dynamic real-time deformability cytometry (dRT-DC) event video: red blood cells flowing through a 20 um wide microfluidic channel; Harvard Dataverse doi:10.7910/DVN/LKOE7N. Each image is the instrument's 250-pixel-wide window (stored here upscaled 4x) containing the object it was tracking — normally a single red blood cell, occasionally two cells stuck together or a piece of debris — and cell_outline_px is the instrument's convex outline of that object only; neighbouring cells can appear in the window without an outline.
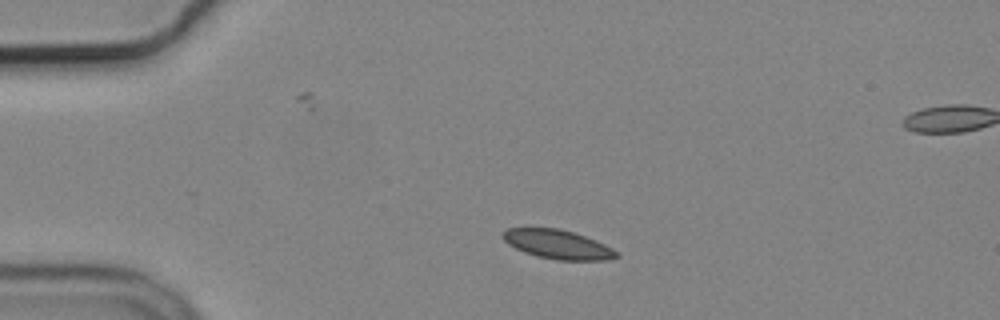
{"species": "common noctule bat (a hibernating species)", "species_latin": "Nyctalus noctula", "temperature_condition": "cold", "stored_images_in_passage": 45, "camera_frame_rate_fps": 3000, "um_per_image_px": 0.085, "animal": {"sex": "male", "body_mass_g": 19.2, "forearm_length_mm": 51.8}, "frame": {"image": 1, "passage_image": 1, "time_ms": 0.0, "image_size_px": [1000, 320], "cell_outline_px": [[620, 256], [608, 260], [556, 260], [524, 252], [508, 244], [504, 240], [504, 232], [508, 228], [560, 228], [596, 240], [612, 248]], "centroid_in_image_um": [47.43, 20.77], "position_along_channel_um": 37.6, "area_um2": 18.96}}
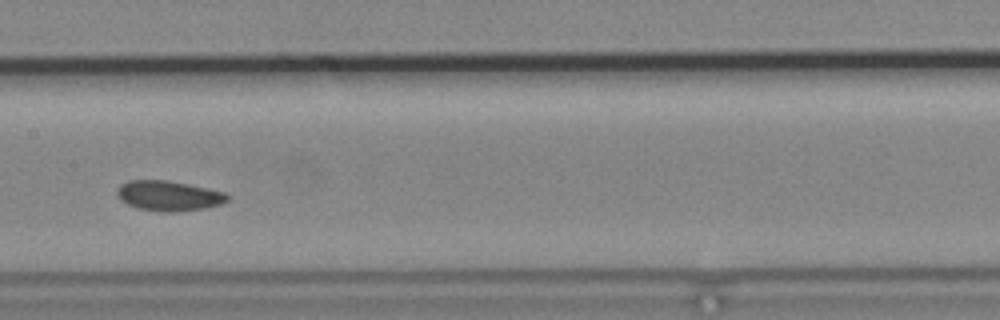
{"frame": {"image": 2, "passage_image": 17, "time_ms": 5.333, "image_size_px": [1000, 320], "cell_outline_px": [[228, 200], [224, 204], [204, 208], [168, 212], [164, 212], [140, 208], [128, 204], [120, 200], [116, 196], [116, 188], [120, 184], [128, 180], [168, 180], [208, 188], [224, 192], [228, 196]], "centroid_in_image_um": [14.31, 16.62], "position_along_channel_um": 193.1, "area_um2": 19.36}}
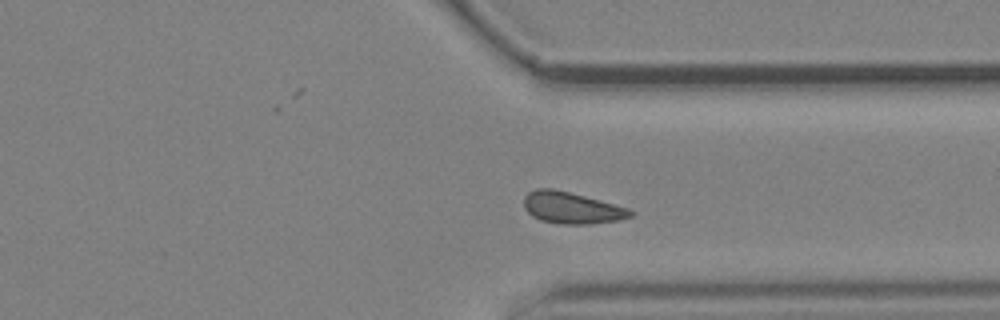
{"frame": {"image": 3, "passage_image": 31, "time_ms": 10.0, "image_size_px": [1000, 320], "cell_outline_px": [[632, 216], [620, 220], [588, 224], [564, 224], [540, 220], [532, 216], [524, 208], [524, 196], [528, 192], [536, 188], [552, 188], [584, 196], [628, 208], [632, 212]], "centroid_in_image_um": [48.55, 17.67], "position_along_channel_um": 362.9, "area_um2": 19.42}}